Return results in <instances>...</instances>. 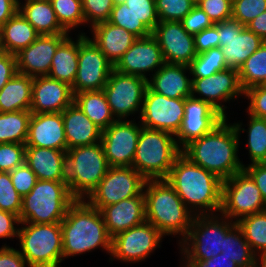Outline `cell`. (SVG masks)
Wrapping results in <instances>:
<instances>
[{
  "label": "cell",
  "instance_id": "cell-61",
  "mask_svg": "<svg viewBox=\"0 0 266 267\" xmlns=\"http://www.w3.org/2000/svg\"><path fill=\"white\" fill-rule=\"evenodd\" d=\"M256 267H266V252L255 255Z\"/></svg>",
  "mask_w": 266,
  "mask_h": 267
},
{
  "label": "cell",
  "instance_id": "cell-53",
  "mask_svg": "<svg viewBox=\"0 0 266 267\" xmlns=\"http://www.w3.org/2000/svg\"><path fill=\"white\" fill-rule=\"evenodd\" d=\"M195 51L197 54L219 47L217 23L194 35Z\"/></svg>",
  "mask_w": 266,
  "mask_h": 267
},
{
  "label": "cell",
  "instance_id": "cell-9",
  "mask_svg": "<svg viewBox=\"0 0 266 267\" xmlns=\"http://www.w3.org/2000/svg\"><path fill=\"white\" fill-rule=\"evenodd\" d=\"M235 225L221 213L194 215L188 235L177 247L180 260H207L219 255L224 237Z\"/></svg>",
  "mask_w": 266,
  "mask_h": 267
},
{
  "label": "cell",
  "instance_id": "cell-59",
  "mask_svg": "<svg viewBox=\"0 0 266 267\" xmlns=\"http://www.w3.org/2000/svg\"><path fill=\"white\" fill-rule=\"evenodd\" d=\"M19 10V0H0V28Z\"/></svg>",
  "mask_w": 266,
  "mask_h": 267
},
{
  "label": "cell",
  "instance_id": "cell-8",
  "mask_svg": "<svg viewBox=\"0 0 266 267\" xmlns=\"http://www.w3.org/2000/svg\"><path fill=\"white\" fill-rule=\"evenodd\" d=\"M65 167L66 182L75 199H86L110 168L101 141L68 149Z\"/></svg>",
  "mask_w": 266,
  "mask_h": 267
},
{
  "label": "cell",
  "instance_id": "cell-30",
  "mask_svg": "<svg viewBox=\"0 0 266 267\" xmlns=\"http://www.w3.org/2000/svg\"><path fill=\"white\" fill-rule=\"evenodd\" d=\"M18 11L40 35L68 33L58 22L50 0H19Z\"/></svg>",
  "mask_w": 266,
  "mask_h": 267
},
{
  "label": "cell",
  "instance_id": "cell-14",
  "mask_svg": "<svg viewBox=\"0 0 266 267\" xmlns=\"http://www.w3.org/2000/svg\"><path fill=\"white\" fill-rule=\"evenodd\" d=\"M146 179L133 167H110L104 178L85 199L101 210L104 206L140 195Z\"/></svg>",
  "mask_w": 266,
  "mask_h": 267
},
{
  "label": "cell",
  "instance_id": "cell-24",
  "mask_svg": "<svg viewBox=\"0 0 266 267\" xmlns=\"http://www.w3.org/2000/svg\"><path fill=\"white\" fill-rule=\"evenodd\" d=\"M25 145L67 151L62 113H32Z\"/></svg>",
  "mask_w": 266,
  "mask_h": 267
},
{
  "label": "cell",
  "instance_id": "cell-5",
  "mask_svg": "<svg viewBox=\"0 0 266 267\" xmlns=\"http://www.w3.org/2000/svg\"><path fill=\"white\" fill-rule=\"evenodd\" d=\"M181 153L175 135L142 127L132 167L146 180L165 179Z\"/></svg>",
  "mask_w": 266,
  "mask_h": 267
},
{
  "label": "cell",
  "instance_id": "cell-31",
  "mask_svg": "<svg viewBox=\"0 0 266 267\" xmlns=\"http://www.w3.org/2000/svg\"><path fill=\"white\" fill-rule=\"evenodd\" d=\"M39 36L36 29L18 11L0 28L1 51L17 54Z\"/></svg>",
  "mask_w": 266,
  "mask_h": 267
},
{
  "label": "cell",
  "instance_id": "cell-2",
  "mask_svg": "<svg viewBox=\"0 0 266 267\" xmlns=\"http://www.w3.org/2000/svg\"><path fill=\"white\" fill-rule=\"evenodd\" d=\"M165 180L194 215L220 213L223 181L183 153L177 157Z\"/></svg>",
  "mask_w": 266,
  "mask_h": 267
},
{
  "label": "cell",
  "instance_id": "cell-11",
  "mask_svg": "<svg viewBox=\"0 0 266 267\" xmlns=\"http://www.w3.org/2000/svg\"><path fill=\"white\" fill-rule=\"evenodd\" d=\"M265 210L266 203L260 189L244 170L223 180L220 211L222 215L237 222L242 217Z\"/></svg>",
  "mask_w": 266,
  "mask_h": 267
},
{
  "label": "cell",
  "instance_id": "cell-57",
  "mask_svg": "<svg viewBox=\"0 0 266 267\" xmlns=\"http://www.w3.org/2000/svg\"><path fill=\"white\" fill-rule=\"evenodd\" d=\"M180 267H239L234 261L230 260L224 253L207 260H180Z\"/></svg>",
  "mask_w": 266,
  "mask_h": 267
},
{
  "label": "cell",
  "instance_id": "cell-60",
  "mask_svg": "<svg viewBox=\"0 0 266 267\" xmlns=\"http://www.w3.org/2000/svg\"><path fill=\"white\" fill-rule=\"evenodd\" d=\"M246 27L266 41V11L254 18Z\"/></svg>",
  "mask_w": 266,
  "mask_h": 267
},
{
  "label": "cell",
  "instance_id": "cell-63",
  "mask_svg": "<svg viewBox=\"0 0 266 267\" xmlns=\"http://www.w3.org/2000/svg\"><path fill=\"white\" fill-rule=\"evenodd\" d=\"M195 5H197L201 0H191Z\"/></svg>",
  "mask_w": 266,
  "mask_h": 267
},
{
  "label": "cell",
  "instance_id": "cell-6",
  "mask_svg": "<svg viewBox=\"0 0 266 267\" xmlns=\"http://www.w3.org/2000/svg\"><path fill=\"white\" fill-rule=\"evenodd\" d=\"M75 200L66 181L37 180L22 198L19 220L35 224L61 222Z\"/></svg>",
  "mask_w": 266,
  "mask_h": 267
},
{
  "label": "cell",
  "instance_id": "cell-4",
  "mask_svg": "<svg viewBox=\"0 0 266 267\" xmlns=\"http://www.w3.org/2000/svg\"><path fill=\"white\" fill-rule=\"evenodd\" d=\"M143 193L146 221L165 237L176 238L178 245L188 235L194 214L165 179L146 180Z\"/></svg>",
  "mask_w": 266,
  "mask_h": 267
},
{
  "label": "cell",
  "instance_id": "cell-35",
  "mask_svg": "<svg viewBox=\"0 0 266 267\" xmlns=\"http://www.w3.org/2000/svg\"><path fill=\"white\" fill-rule=\"evenodd\" d=\"M101 130L116 121L103 90L82 91L73 101Z\"/></svg>",
  "mask_w": 266,
  "mask_h": 267
},
{
  "label": "cell",
  "instance_id": "cell-55",
  "mask_svg": "<svg viewBox=\"0 0 266 267\" xmlns=\"http://www.w3.org/2000/svg\"><path fill=\"white\" fill-rule=\"evenodd\" d=\"M3 242L0 247V267H30L17 248Z\"/></svg>",
  "mask_w": 266,
  "mask_h": 267
},
{
  "label": "cell",
  "instance_id": "cell-16",
  "mask_svg": "<svg viewBox=\"0 0 266 267\" xmlns=\"http://www.w3.org/2000/svg\"><path fill=\"white\" fill-rule=\"evenodd\" d=\"M142 127L138 119L116 120L102 130L101 142L110 167H132Z\"/></svg>",
  "mask_w": 266,
  "mask_h": 267
},
{
  "label": "cell",
  "instance_id": "cell-33",
  "mask_svg": "<svg viewBox=\"0 0 266 267\" xmlns=\"http://www.w3.org/2000/svg\"><path fill=\"white\" fill-rule=\"evenodd\" d=\"M69 35L57 48L51 63L49 77L72 87L78 70V34Z\"/></svg>",
  "mask_w": 266,
  "mask_h": 267
},
{
  "label": "cell",
  "instance_id": "cell-28",
  "mask_svg": "<svg viewBox=\"0 0 266 267\" xmlns=\"http://www.w3.org/2000/svg\"><path fill=\"white\" fill-rule=\"evenodd\" d=\"M67 150L101 141L102 130L73 102L62 112Z\"/></svg>",
  "mask_w": 266,
  "mask_h": 267
},
{
  "label": "cell",
  "instance_id": "cell-48",
  "mask_svg": "<svg viewBox=\"0 0 266 267\" xmlns=\"http://www.w3.org/2000/svg\"><path fill=\"white\" fill-rule=\"evenodd\" d=\"M127 7L152 33L159 23L155 0H126Z\"/></svg>",
  "mask_w": 266,
  "mask_h": 267
},
{
  "label": "cell",
  "instance_id": "cell-58",
  "mask_svg": "<svg viewBox=\"0 0 266 267\" xmlns=\"http://www.w3.org/2000/svg\"><path fill=\"white\" fill-rule=\"evenodd\" d=\"M243 170L253 179L260 189L262 198L266 203V162L246 165Z\"/></svg>",
  "mask_w": 266,
  "mask_h": 267
},
{
  "label": "cell",
  "instance_id": "cell-18",
  "mask_svg": "<svg viewBox=\"0 0 266 267\" xmlns=\"http://www.w3.org/2000/svg\"><path fill=\"white\" fill-rule=\"evenodd\" d=\"M217 30L219 47L222 48L228 68L239 70L248 57L264 43L260 36L234 18L217 23Z\"/></svg>",
  "mask_w": 266,
  "mask_h": 267
},
{
  "label": "cell",
  "instance_id": "cell-13",
  "mask_svg": "<svg viewBox=\"0 0 266 267\" xmlns=\"http://www.w3.org/2000/svg\"><path fill=\"white\" fill-rule=\"evenodd\" d=\"M81 30V31H80ZM78 31V70L71 87L74 94L82 91L103 90L113 64L82 29Z\"/></svg>",
  "mask_w": 266,
  "mask_h": 267
},
{
  "label": "cell",
  "instance_id": "cell-22",
  "mask_svg": "<svg viewBox=\"0 0 266 267\" xmlns=\"http://www.w3.org/2000/svg\"><path fill=\"white\" fill-rule=\"evenodd\" d=\"M69 35L70 33L40 35L28 47L15 54L17 73L32 77L48 75L58 46Z\"/></svg>",
  "mask_w": 266,
  "mask_h": 267
},
{
  "label": "cell",
  "instance_id": "cell-40",
  "mask_svg": "<svg viewBox=\"0 0 266 267\" xmlns=\"http://www.w3.org/2000/svg\"><path fill=\"white\" fill-rule=\"evenodd\" d=\"M60 25L70 34L85 26L82 0H50Z\"/></svg>",
  "mask_w": 266,
  "mask_h": 267
},
{
  "label": "cell",
  "instance_id": "cell-47",
  "mask_svg": "<svg viewBox=\"0 0 266 267\" xmlns=\"http://www.w3.org/2000/svg\"><path fill=\"white\" fill-rule=\"evenodd\" d=\"M26 145L0 143V172H10L25 163Z\"/></svg>",
  "mask_w": 266,
  "mask_h": 267
},
{
  "label": "cell",
  "instance_id": "cell-52",
  "mask_svg": "<svg viewBox=\"0 0 266 267\" xmlns=\"http://www.w3.org/2000/svg\"><path fill=\"white\" fill-rule=\"evenodd\" d=\"M180 22L183 28L192 35L214 25L208 15L197 5Z\"/></svg>",
  "mask_w": 266,
  "mask_h": 267
},
{
  "label": "cell",
  "instance_id": "cell-43",
  "mask_svg": "<svg viewBox=\"0 0 266 267\" xmlns=\"http://www.w3.org/2000/svg\"><path fill=\"white\" fill-rule=\"evenodd\" d=\"M159 21H181L195 6L191 0H155Z\"/></svg>",
  "mask_w": 266,
  "mask_h": 267
},
{
  "label": "cell",
  "instance_id": "cell-12",
  "mask_svg": "<svg viewBox=\"0 0 266 267\" xmlns=\"http://www.w3.org/2000/svg\"><path fill=\"white\" fill-rule=\"evenodd\" d=\"M164 237L154 225L144 221L112 238L108 262L116 260L129 265L146 261L155 250L162 247Z\"/></svg>",
  "mask_w": 266,
  "mask_h": 267
},
{
  "label": "cell",
  "instance_id": "cell-50",
  "mask_svg": "<svg viewBox=\"0 0 266 267\" xmlns=\"http://www.w3.org/2000/svg\"><path fill=\"white\" fill-rule=\"evenodd\" d=\"M232 5L231 0H201L197 4L214 24L232 18Z\"/></svg>",
  "mask_w": 266,
  "mask_h": 267
},
{
  "label": "cell",
  "instance_id": "cell-64",
  "mask_svg": "<svg viewBox=\"0 0 266 267\" xmlns=\"http://www.w3.org/2000/svg\"><path fill=\"white\" fill-rule=\"evenodd\" d=\"M245 267H256V265H250V266H245Z\"/></svg>",
  "mask_w": 266,
  "mask_h": 267
},
{
  "label": "cell",
  "instance_id": "cell-29",
  "mask_svg": "<svg viewBox=\"0 0 266 267\" xmlns=\"http://www.w3.org/2000/svg\"><path fill=\"white\" fill-rule=\"evenodd\" d=\"M25 163L38 180L66 181V151L26 146Z\"/></svg>",
  "mask_w": 266,
  "mask_h": 267
},
{
  "label": "cell",
  "instance_id": "cell-3",
  "mask_svg": "<svg viewBox=\"0 0 266 267\" xmlns=\"http://www.w3.org/2000/svg\"><path fill=\"white\" fill-rule=\"evenodd\" d=\"M60 223L64 261L100 248L110 256L112 237L102 214L85 199H76Z\"/></svg>",
  "mask_w": 266,
  "mask_h": 267
},
{
  "label": "cell",
  "instance_id": "cell-39",
  "mask_svg": "<svg viewBox=\"0 0 266 267\" xmlns=\"http://www.w3.org/2000/svg\"><path fill=\"white\" fill-rule=\"evenodd\" d=\"M236 224L255 255L266 252V210L242 217Z\"/></svg>",
  "mask_w": 266,
  "mask_h": 267
},
{
  "label": "cell",
  "instance_id": "cell-45",
  "mask_svg": "<svg viewBox=\"0 0 266 267\" xmlns=\"http://www.w3.org/2000/svg\"><path fill=\"white\" fill-rule=\"evenodd\" d=\"M85 25L89 28L108 21L114 7L112 0H82Z\"/></svg>",
  "mask_w": 266,
  "mask_h": 267
},
{
  "label": "cell",
  "instance_id": "cell-51",
  "mask_svg": "<svg viewBox=\"0 0 266 267\" xmlns=\"http://www.w3.org/2000/svg\"><path fill=\"white\" fill-rule=\"evenodd\" d=\"M14 188L23 198L37 182L36 174L24 163L9 172Z\"/></svg>",
  "mask_w": 266,
  "mask_h": 267
},
{
  "label": "cell",
  "instance_id": "cell-41",
  "mask_svg": "<svg viewBox=\"0 0 266 267\" xmlns=\"http://www.w3.org/2000/svg\"><path fill=\"white\" fill-rule=\"evenodd\" d=\"M191 78H206L227 69L222 48H212L197 54L189 65Z\"/></svg>",
  "mask_w": 266,
  "mask_h": 267
},
{
  "label": "cell",
  "instance_id": "cell-15",
  "mask_svg": "<svg viewBox=\"0 0 266 267\" xmlns=\"http://www.w3.org/2000/svg\"><path fill=\"white\" fill-rule=\"evenodd\" d=\"M191 96L209 103L225 118H229L230 103L244 98L238 70L227 68L206 78H191ZM234 100V101H233Z\"/></svg>",
  "mask_w": 266,
  "mask_h": 267
},
{
  "label": "cell",
  "instance_id": "cell-10",
  "mask_svg": "<svg viewBox=\"0 0 266 267\" xmlns=\"http://www.w3.org/2000/svg\"><path fill=\"white\" fill-rule=\"evenodd\" d=\"M146 89L147 79L138 75L124 74L114 69L103 91L115 119L135 120V117L138 119Z\"/></svg>",
  "mask_w": 266,
  "mask_h": 267
},
{
  "label": "cell",
  "instance_id": "cell-54",
  "mask_svg": "<svg viewBox=\"0 0 266 267\" xmlns=\"http://www.w3.org/2000/svg\"><path fill=\"white\" fill-rule=\"evenodd\" d=\"M20 223L18 215L0 209V239L17 240Z\"/></svg>",
  "mask_w": 266,
  "mask_h": 267
},
{
  "label": "cell",
  "instance_id": "cell-19",
  "mask_svg": "<svg viewBox=\"0 0 266 267\" xmlns=\"http://www.w3.org/2000/svg\"><path fill=\"white\" fill-rule=\"evenodd\" d=\"M152 35L166 63L189 66L197 56L194 35L189 34L180 21H159Z\"/></svg>",
  "mask_w": 266,
  "mask_h": 267
},
{
  "label": "cell",
  "instance_id": "cell-36",
  "mask_svg": "<svg viewBox=\"0 0 266 267\" xmlns=\"http://www.w3.org/2000/svg\"><path fill=\"white\" fill-rule=\"evenodd\" d=\"M31 115L30 110L0 112V143L25 144Z\"/></svg>",
  "mask_w": 266,
  "mask_h": 267
},
{
  "label": "cell",
  "instance_id": "cell-27",
  "mask_svg": "<svg viewBox=\"0 0 266 267\" xmlns=\"http://www.w3.org/2000/svg\"><path fill=\"white\" fill-rule=\"evenodd\" d=\"M88 31L91 33L89 38L113 66L117 64L137 39L131 32L108 21L98 23Z\"/></svg>",
  "mask_w": 266,
  "mask_h": 267
},
{
  "label": "cell",
  "instance_id": "cell-21",
  "mask_svg": "<svg viewBox=\"0 0 266 267\" xmlns=\"http://www.w3.org/2000/svg\"><path fill=\"white\" fill-rule=\"evenodd\" d=\"M164 63L158 41L151 34L147 37L137 38L114 66V69L148 80Z\"/></svg>",
  "mask_w": 266,
  "mask_h": 267
},
{
  "label": "cell",
  "instance_id": "cell-23",
  "mask_svg": "<svg viewBox=\"0 0 266 267\" xmlns=\"http://www.w3.org/2000/svg\"><path fill=\"white\" fill-rule=\"evenodd\" d=\"M73 101L68 84L48 75L33 77L31 113H62Z\"/></svg>",
  "mask_w": 266,
  "mask_h": 267
},
{
  "label": "cell",
  "instance_id": "cell-42",
  "mask_svg": "<svg viewBox=\"0 0 266 267\" xmlns=\"http://www.w3.org/2000/svg\"><path fill=\"white\" fill-rule=\"evenodd\" d=\"M108 22L126 29L137 38L150 36L152 33L135 17L126 3L113 7Z\"/></svg>",
  "mask_w": 266,
  "mask_h": 267
},
{
  "label": "cell",
  "instance_id": "cell-17",
  "mask_svg": "<svg viewBox=\"0 0 266 267\" xmlns=\"http://www.w3.org/2000/svg\"><path fill=\"white\" fill-rule=\"evenodd\" d=\"M186 98H168L146 89L139 121L144 128L176 135L184 117Z\"/></svg>",
  "mask_w": 266,
  "mask_h": 267
},
{
  "label": "cell",
  "instance_id": "cell-20",
  "mask_svg": "<svg viewBox=\"0 0 266 267\" xmlns=\"http://www.w3.org/2000/svg\"><path fill=\"white\" fill-rule=\"evenodd\" d=\"M225 117L209 103L193 96L187 97L184 104V117L175 135L178 146L183 149L191 141L201 138L220 124Z\"/></svg>",
  "mask_w": 266,
  "mask_h": 267
},
{
  "label": "cell",
  "instance_id": "cell-38",
  "mask_svg": "<svg viewBox=\"0 0 266 267\" xmlns=\"http://www.w3.org/2000/svg\"><path fill=\"white\" fill-rule=\"evenodd\" d=\"M222 253L239 267L255 265V254L237 224L224 237Z\"/></svg>",
  "mask_w": 266,
  "mask_h": 267
},
{
  "label": "cell",
  "instance_id": "cell-56",
  "mask_svg": "<svg viewBox=\"0 0 266 267\" xmlns=\"http://www.w3.org/2000/svg\"><path fill=\"white\" fill-rule=\"evenodd\" d=\"M16 73V55L0 51V90Z\"/></svg>",
  "mask_w": 266,
  "mask_h": 267
},
{
  "label": "cell",
  "instance_id": "cell-7",
  "mask_svg": "<svg viewBox=\"0 0 266 267\" xmlns=\"http://www.w3.org/2000/svg\"><path fill=\"white\" fill-rule=\"evenodd\" d=\"M17 240L19 252L30 267H62L61 223H20Z\"/></svg>",
  "mask_w": 266,
  "mask_h": 267
},
{
  "label": "cell",
  "instance_id": "cell-62",
  "mask_svg": "<svg viewBox=\"0 0 266 267\" xmlns=\"http://www.w3.org/2000/svg\"><path fill=\"white\" fill-rule=\"evenodd\" d=\"M126 0H112L114 6L125 3Z\"/></svg>",
  "mask_w": 266,
  "mask_h": 267
},
{
  "label": "cell",
  "instance_id": "cell-44",
  "mask_svg": "<svg viewBox=\"0 0 266 267\" xmlns=\"http://www.w3.org/2000/svg\"><path fill=\"white\" fill-rule=\"evenodd\" d=\"M0 209L16 215H20L22 209V197L13 186L10 173L0 172Z\"/></svg>",
  "mask_w": 266,
  "mask_h": 267
},
{
  "label": "cell",
  "instance_id": "cell-32",
  "mask_svg": "<svg viewBox=\"0 0 266 267\" xmlns=\"http://www.w3.org/2000/svg\"><path fill=\"white\" fill-rule=\"evenodd\" d=\"M33 77L16 73L0 90V112L30 110Z\"/></svg>",
  "mask_w": 266,
  "mask_h": 267
},
{
  "label": "cell",
  "instance_id": "cell-25",
  "mask_svg": "<svg viewBox=\"0 0 266 267\" xmlns=\"http://www.w3.org/2000/svg\"><path fill=\"white\" fill-rule=\"evenodd\" d=\"M106 228L113 238L146 221L145 196L140 195L104 206L100 210Z\"/></svg>",
  "mask_w": 266,
  "mask_h": 267
},
{
  "label": "cell",
  "instance_id": "cell-34",
  "mask_svg": "<svg viewBox=\"0 0 266 267\" xmlns=\"http://www.w3.org/2000/svg\"><path fill=\"white\" fill-rule=\"evenodd\" d=\"M247 118V125H244L243 121L240 120L232 122L239 138L242 137V133L246 132L247 140L245 142L247 146L245 145V147L248 151L249 162L245 166L266 162V119L257 118L250 114H248Z\"/></svg>",
  "mask_w": 266,
  "mask_h": 267
},
{
  "label": "cell",
  "instance_id": "cell-1",
  "mask_svg": "<svg viewBox=\"0 0 266 267\" xmlns=\"http://www.w3.org/2000/svg\"><path fill=\"white\" fill-rule=\"evenodd\" d=\"M229 118H225L212 131L194 139L182 149L193 163L214 173L222 181L243 170L245 163L238 156L241 149L239 135Z\"/></svg>",
  "mask_w": 266,
  "mask_h": 267
},
{
  "label": "cell",
  "instance_id": "cell-46",
  "mask_svg": "<svg viewBox=\"0 0 266 267\" xmlns=\"http://www.w3.org/2000/svg\"><path fill=\"white\" fill-rule=\"evenodd\" d=\"M264 11L266 0H235L232 5V18L246 26Z\"/></svg>",
  "mask_w": 266,
  "mask_h": 267
},
{
  "label": "cell",
  "instance_id": "cell-37",
  "mask_svg": "<svg viewBox=\"0 0 266 267\" xmlns=\"http://www.w3.org/2000/svg\"><path fill=\"white\" fill-rule=\"evenodd\" d=\"M242 89L266 84V41L251 54L238 70Z\"/></svg>",
  "mask_w": 266,
  "mask_h": 267
},
{
  "label": "cell",
  "instance_id": "cell-26",
  "mask_svg": "<svg viewBox=\"0 0 266 267\" xmlns=\"http://www.w3.org/2000/svg\"><path fill=\"white\" fill-rule=\"evenodd\" d=\"M191 84L189 66L166 62L147 80L151 91L168 98L190 97Z\"/></svg>",
  "mask_w": 266,
  "mask_h": 267
},
{
  "label": "cell",
  "instance_id": "cell-49",
  "mask_svg": "<svg viewBox=\"0 0 266 267\" xmlns=\"http://www.w3.org/2000/svg\"><path fill=\"white\" fill-rule=\"evenodd\" d=\"M247 108L245 112L251 116L266 119V85H256L244 91Z\"/></svg>",
  "mask_w": 266,
  "mask_h": 267
}]
</instances>
